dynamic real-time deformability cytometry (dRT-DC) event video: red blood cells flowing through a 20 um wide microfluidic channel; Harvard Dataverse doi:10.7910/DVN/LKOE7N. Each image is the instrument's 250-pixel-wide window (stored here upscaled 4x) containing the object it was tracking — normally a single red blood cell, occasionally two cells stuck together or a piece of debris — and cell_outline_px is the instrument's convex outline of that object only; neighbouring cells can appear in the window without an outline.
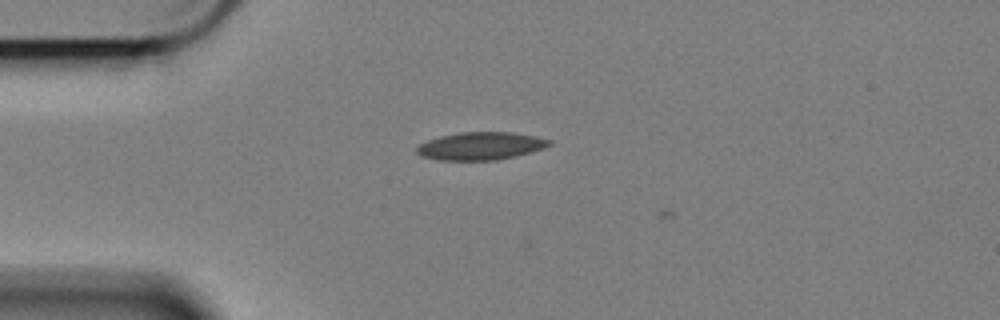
{"species": "Egyptian fruit bat (a non-hibernating species)", "species_latin": "Rousettus aegyptiacus", "temperature_condition": "cold", "stored_images_in_passage": 34, "camera_frame_rate_fps": 3000, "um_per_image_px": 0.085, "animal": {"sex": "female"}, "frame": {"image": 1, "passage_image": 1, "time_ms": 0.0, "image_size_px": [1000, 320], "cell_outline_px": [[552, 144], [544, 148], [516, 156], [496, 160], [440, 160], [420, 156], [416, 152], [416, 148], [420, 144], [428, 140], [440, 136], [460, 132], [512, 132], [536, 136], [552, 140]], "centroid_in_image_um": [40.87, 12.41], "position_along_channel_um": 44.1, "area_um2": 21.5}}
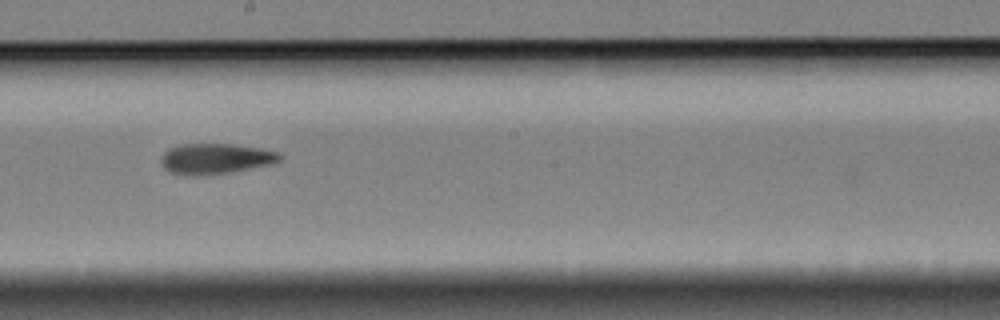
{"frame": {"image": 2, "passage_image": 19, "time_ms": 6.0, "image_size_px": [1000, 320], "cell_outline_px": [[284, 156], [280, 160], [272, 164], [228, 172], [196, 176], [172, 172], [164, 168], [164, 152], [168, 148], [180, 144], [232, 144], [260, 148], [276, 152]], "centroid_in_image_um": [18.36, 13.47], "position_along_channel_um": 229.8, "area_um2": 20.69}}
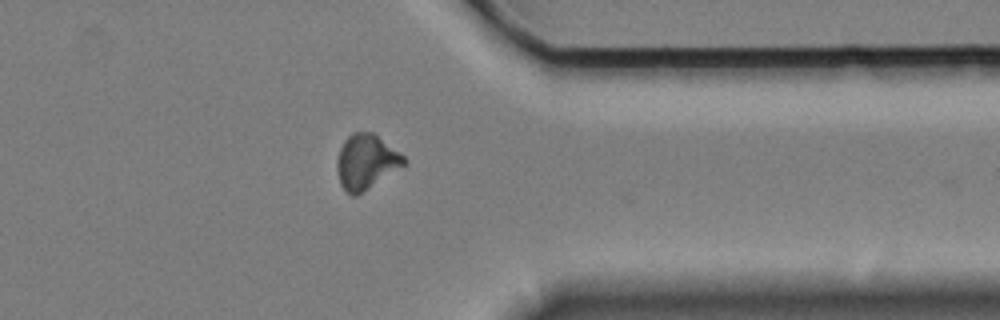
{"frame": {"image": 3, "passage_image": 33, "time_ms": 10.667, "image_size_px": [1000, 320], "cell_outline_px": [[408, 164], [356, 196], [352, 196], [340, 184], [336, 168], [336, 160], [340, 148], [344, 140], [352, 132], [372, 132], [400, 152], [408, 160]], "centroid_in_image_um": [31.14, 13.75], "position_along_channel_um": 380.3, "area_um2": 21.56}}